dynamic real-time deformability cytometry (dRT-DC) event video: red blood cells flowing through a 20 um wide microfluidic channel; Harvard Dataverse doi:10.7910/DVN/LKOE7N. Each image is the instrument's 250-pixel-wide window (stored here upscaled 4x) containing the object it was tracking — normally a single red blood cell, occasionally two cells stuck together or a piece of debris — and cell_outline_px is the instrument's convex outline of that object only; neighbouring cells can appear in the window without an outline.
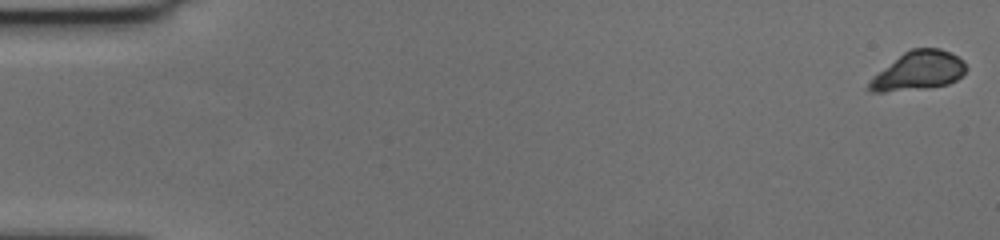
{"species": "human", "species_latin": "Homo sapiens", "temperature_condition": "cold", "stored_images_in_passage": 58, "camera_frame_rate_fps": 3000, "um_per_image_px": 0.085, "donor": {"sex": "female"}, "frame": {"image": 1, "passage_image": 1, "time_ms": 0.0, "image_size_px": [1000, 240], "cell_outline_px": [[968, 68], [956, 80], [948, 84], [928, 88], [884, 92], [868, 92], [868, 84], [872, 76], [904, 52], [912, 48], [940, 48], [952, 52], [964, 60]], "centroid_in_image_um": [78.07, 6.02], "position_along_channel_um": 6.9, "area_um2": 22.08}}
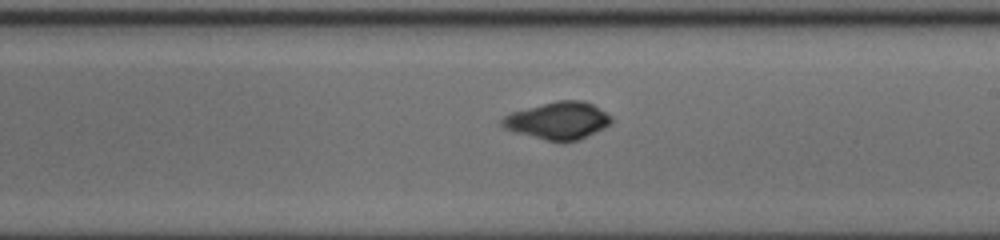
{"frame": {"image": 2, "passage_image": 34, "time_ms": 11.0, "image_size_px": [1000, 240], "cell_outline_px": [[612, 124], [580, 140], [544, 140], [512, 132], [504, 128], [500, 124], [500, 120], [504, 116], [512, 112], [556, 100], [584, 100], [592, 104], [612, 116]], "centroid_in_image_um": [47.43, 10.25], "position_along_channel_um": 241.6, "area_um2": 23.81}}
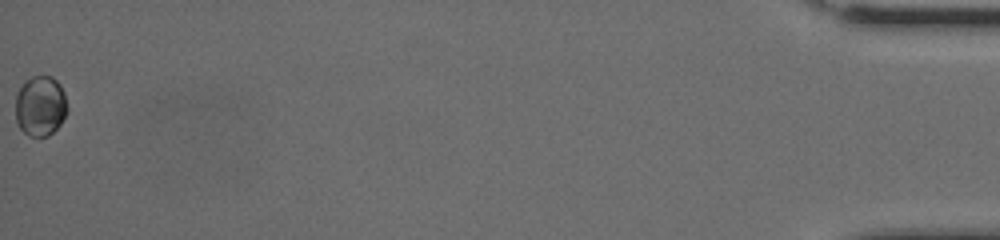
{"frame": {"image": 3, "passage_image": 58, "time_ms": 19.0, "image_size_px": [1000, 240], "cell_outline_px": [[68, 112], [60, 124], [48, 136], [28, 136], [20, 128], [16, 120], [16, 96], [20, 88], [32, 76], [52, 76], [60, 84], [64, 92], [68, 108]], "centroid_in_image_um": [3.45, 9.01], "position_along_channel_um": 431.7, "area_um2": 18.15}}